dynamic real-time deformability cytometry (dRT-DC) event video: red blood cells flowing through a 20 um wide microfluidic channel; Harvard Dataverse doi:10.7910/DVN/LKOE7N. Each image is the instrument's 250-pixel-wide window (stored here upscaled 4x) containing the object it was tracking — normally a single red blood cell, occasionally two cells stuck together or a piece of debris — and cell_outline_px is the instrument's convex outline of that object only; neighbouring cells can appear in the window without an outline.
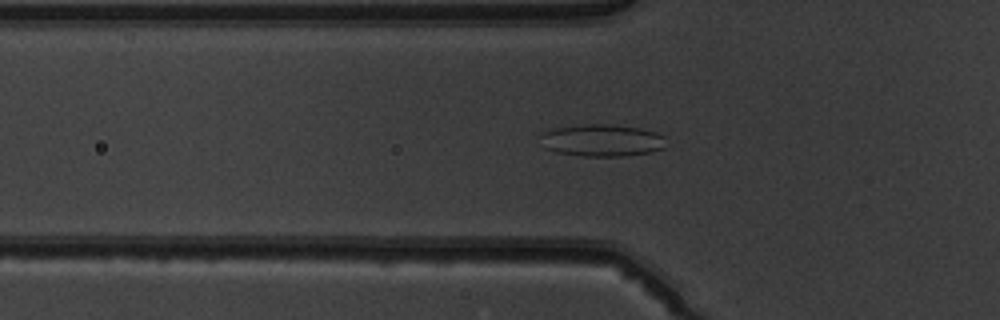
{"species": "common noctule bat (a hibernating species)", "species_latin": "Nyctalus noctula", "temperature_condition": "warm", "stored_images_in_passage": 50, "camera_frame_rate_fps": 3000, "um_per_image_px": 0.085, "animal": {"sex": "male", "body_mass_g": 19.5, "forearm_length_mm": 54.6}, "frame": {"image": 1, "passage_image": 17, "time_ms": 5.333, "image_size_px": [1000, 320], "cell_outline_px": [[664, 148], [652, 152], [624, 156], [584, 156], [556, 152], [544, 148], [540, 136], [544, 132], [552, 128], [588, 124], [608, 124], [640, 128], [656, 132], [664, 136]], "centroid_in_image_um": [51.16, 11.93], "position_along_channel_um": 74.6, "area_um2": 23.52}}
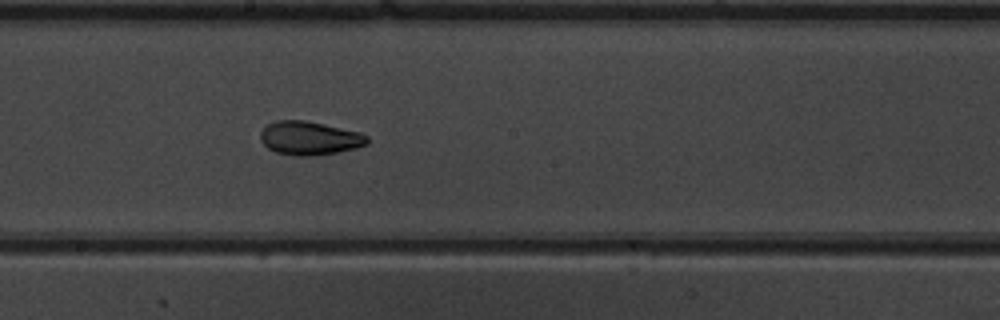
{"frame": {"image": 2, "passage_image": 28, "time_ms": 9.0, "image_size_px": [1000, 320], "cell_outline_px": [[368, 144], [356, 148], [336, 152], [312, 156], [296, 156], [276, 152], [268, 148], [260, 140], [260, 132], [268, 124], [276, 120], [304, 120], [324, 124], [360, 132], [368, 136]], "centroid_in_image_um": [26.31, 11.74], "position_along_channel_um": 221.9, "area_um2": 20.92}}
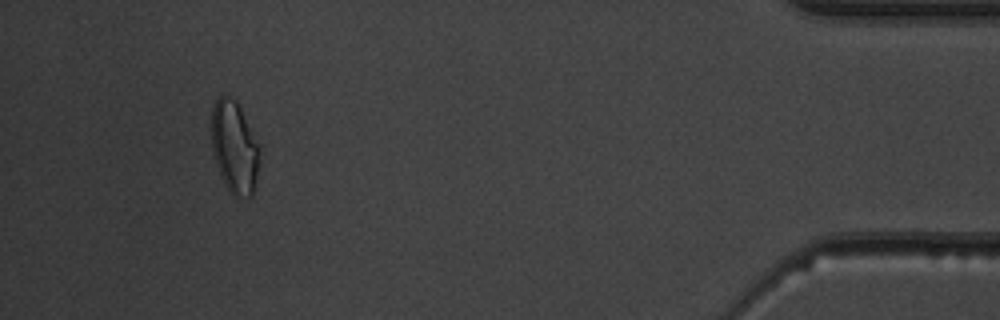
{"frame": {"image": 3, "passage_image": 47, "time_ms": 15.333, "image_size_px": [1000, 320], "cell_outline_px": [[260, 144], [256, 176], [252, 196], [236, 196], [228, 188], [216, 164], [212, 148], [212, 108], [216, 100], [220, 96], [228, 96], [236, 100]], "centroid_in_image_um": [19.93, 12.46], "position_along_channel_um": 415.3, "area_um2": 25.32}, "authors_computed_cell_mechanics": {"area_um2": 22.6287, "velocity_mm_per_s": 4.0009, "shape_relaxation_time_tau1_ms": null, "shape_relaxation_time_tau2_ms": 1.6704, "deformation_change_tau1": null, "deformation_change_tau2": 0.0774}}